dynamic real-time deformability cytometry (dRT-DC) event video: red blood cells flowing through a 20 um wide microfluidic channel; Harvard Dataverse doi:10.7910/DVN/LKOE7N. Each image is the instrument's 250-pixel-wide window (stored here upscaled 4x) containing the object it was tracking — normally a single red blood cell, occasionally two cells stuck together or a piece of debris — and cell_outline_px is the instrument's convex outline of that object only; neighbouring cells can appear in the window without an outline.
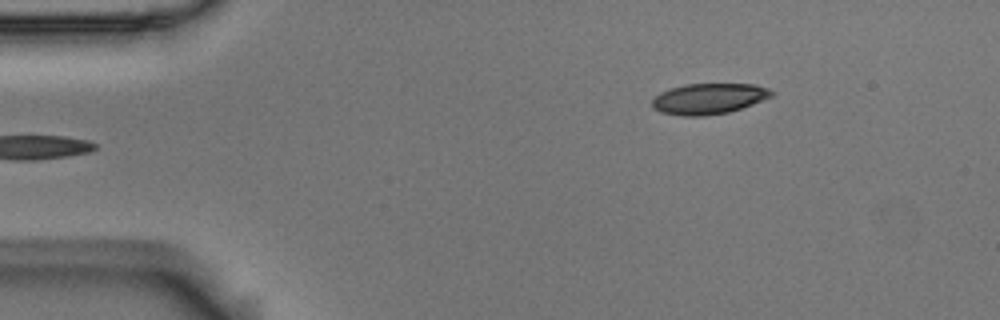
{"species": "Egyptian fruit bat (a non-hibernating species)", "species_latin": "Rousettus aegyptiacus", "temperature_condition": "room temperature", "stored_images_in_passage": 5, "camera_frame_rate_fps": 3000, "um_per_image_px": 0.085, "animal": {"sex": "male"}, "frame": {"image": 1, "passage_image": 5, "time_ms": 1.333, "image_size_px": [1000, 320], "cell_outline_px": [[776, 92], [772, 96], [752, 104], [728, 112], [704, 116], [684, 116], [660, 112], [652, 108], [652, 100], [660, 92], [684, 84], [756, 84], [768, 88]], "centroid_in_image_um": [60.24, 8.38], "position_along_channel_um": 24.8, "area_um2": 21.39}}